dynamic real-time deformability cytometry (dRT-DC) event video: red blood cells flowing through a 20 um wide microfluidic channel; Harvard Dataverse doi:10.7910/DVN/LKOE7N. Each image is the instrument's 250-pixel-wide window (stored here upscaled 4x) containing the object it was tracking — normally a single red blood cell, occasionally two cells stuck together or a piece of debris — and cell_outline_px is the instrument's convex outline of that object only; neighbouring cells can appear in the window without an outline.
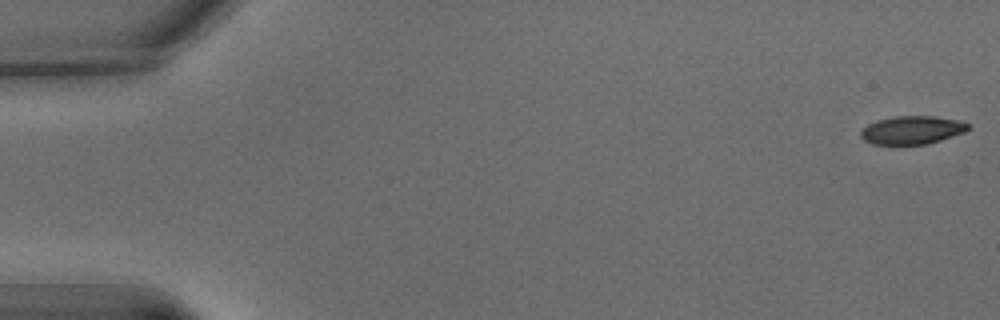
{"species": "common noctule bat (a hibernating species)", "species_latin": "Nyctalus noctula", "temperature_condition": "warm", "stored_images_in_passage": 65, "camera_frame_rate_fps": 3000, "um_per_image_px": 0.085, "animal": {"sex": "male", "body_mass_g": 15.6}, "frame": {"image": 1, "passage_image": 1, "time_ms": 0.0, "image_size_px": [1000, 320], "cell_outline_px": [[968, 128], [932, 140], [916, 144], [888, 144], [876, 140], [868, 136], [864, 132], [876, 124], [892, 120], [944, 120], [964, 124]], "centroid_in_image_um": [77.57, 11.13], "position_along_channel_um": 7.4, "area_um2": 13.01}}
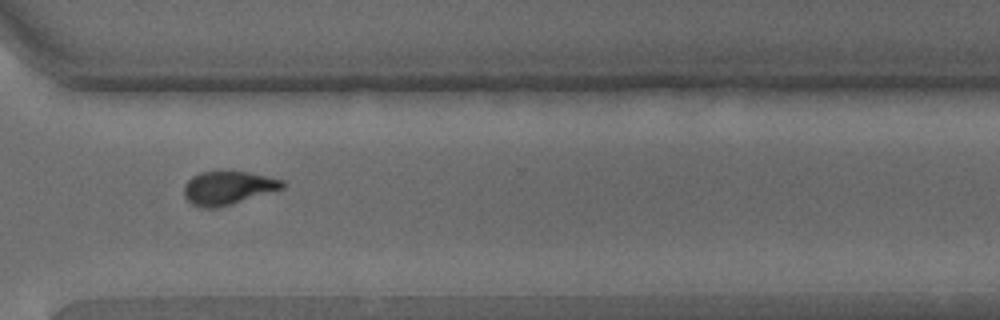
{"frame": {"image": 2, "passage_image": 48, "time_ms": 15.667, "image_size_px": [1000, 320], "cell_outline_px": [[280, 184], [272, 188], [232, 200], [196, 200], [188, 192], [188, 188], [196, 180], [204, 176], [248, 176], [272, 180]], "centroid_in_image_um": [19.4, 15.92], "position_along_channel_um": 351.2, "area_um2": 11.91}}
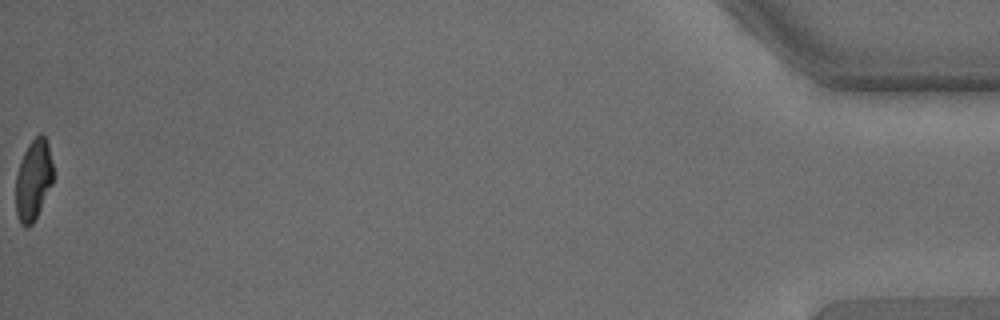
{"frame": {"image": 3, "passage_image": 65, "time_ms": 21.333, "image_size_px": [1000, 320], "cell_outline_px": [[52, 180], [32, 220], [28, 224], [24, 224], [20, 216], [20, 208], [24, 160], [32, 144], [40, 136], [44, 140], [52, 168]], "centroid_in_image_um": [2.97, 15.27], "position_along_channel_um": 432.2, "area_um2": 13.06}}